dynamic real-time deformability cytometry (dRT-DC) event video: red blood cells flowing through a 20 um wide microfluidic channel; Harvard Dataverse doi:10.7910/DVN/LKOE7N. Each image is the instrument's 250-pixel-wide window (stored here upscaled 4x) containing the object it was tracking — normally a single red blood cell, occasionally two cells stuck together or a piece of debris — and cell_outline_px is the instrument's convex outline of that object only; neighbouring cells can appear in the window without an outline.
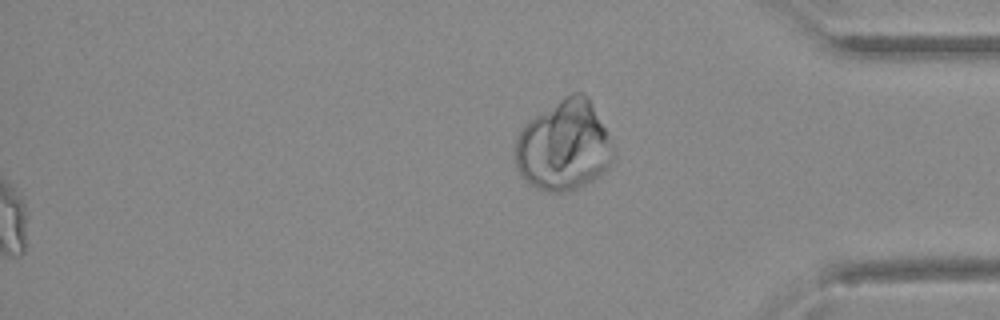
{"species": "Egyptian fruit bat (a non-hibernating species)", "species_latin": "Rousettus aegyptiacus", "temperature_condition": "warm", "stored_images_in_passage": 48, "segment_of_instrument_passage": [2, 2], "camera_frame_rate_fps": 3000, "um_per_image_px": 0.085, "animal": {"sex": "female"}, "frame": {"image": 1, "passage_image": 48, "time_ms": 15.667, "image_size_px": [1000, 320], "cell_outline_px": [[616, 156], [612, 164], [604, 172], [592, 180], [576, 188], [564, 192], [544, 192], [536, 188], [524, 180], [520, 176], [516, 168], [516, 136], [520, 128], [528, 120], [564, 96], [572, 92], [584, 92], [588, 96], [616, 152]], "centroid_in_image_um": [47.92, 12.39], "position_along_channel_um": 387.3, "area_um2": 51.85}}